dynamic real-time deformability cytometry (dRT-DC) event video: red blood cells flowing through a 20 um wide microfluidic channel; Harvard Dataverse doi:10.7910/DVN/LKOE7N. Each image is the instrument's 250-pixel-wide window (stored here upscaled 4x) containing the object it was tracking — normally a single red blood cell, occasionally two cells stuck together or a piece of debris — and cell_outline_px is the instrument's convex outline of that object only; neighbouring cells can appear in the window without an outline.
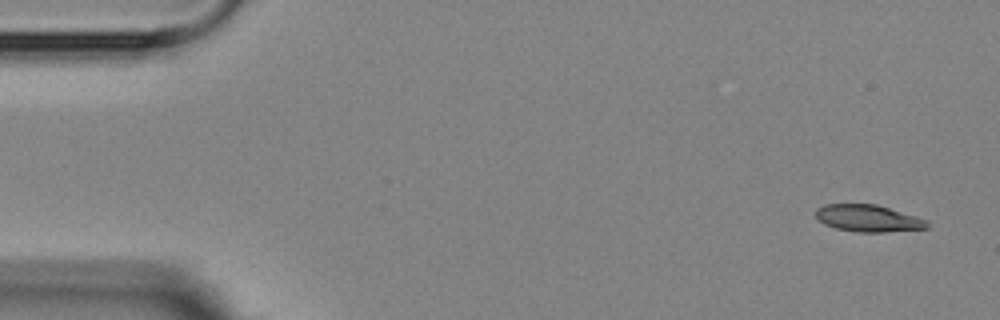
{"species": "Egyptian fruit bat (a non-hibernating species)", "species_latin": "Rousettus aegyptiacus", "temperature_condition": "room temperature", "stored_images_in_passage": 5, "segment_of_instrument_passage": [2, 2], "camera_frame_rate_fps": 3000, "um_per_image_px": 0.085, "animal": {"sex": "female"}, "frame": {"image": 1, "passage_image": 5, "time_ms": 6.0, "image_size_px": [1000, 320], "cell_outline_px": [[928, 228], [884, 232], [856, 232], [836, 228], [824, 224], [816, 216], [816, 208], [824, 204], [876, 204], [916, 216], [928, 220]], "centroid_in_image_um": [73.79, 18.55], "position_along_channel_um": 11.2, "area_um2": 17.46}}